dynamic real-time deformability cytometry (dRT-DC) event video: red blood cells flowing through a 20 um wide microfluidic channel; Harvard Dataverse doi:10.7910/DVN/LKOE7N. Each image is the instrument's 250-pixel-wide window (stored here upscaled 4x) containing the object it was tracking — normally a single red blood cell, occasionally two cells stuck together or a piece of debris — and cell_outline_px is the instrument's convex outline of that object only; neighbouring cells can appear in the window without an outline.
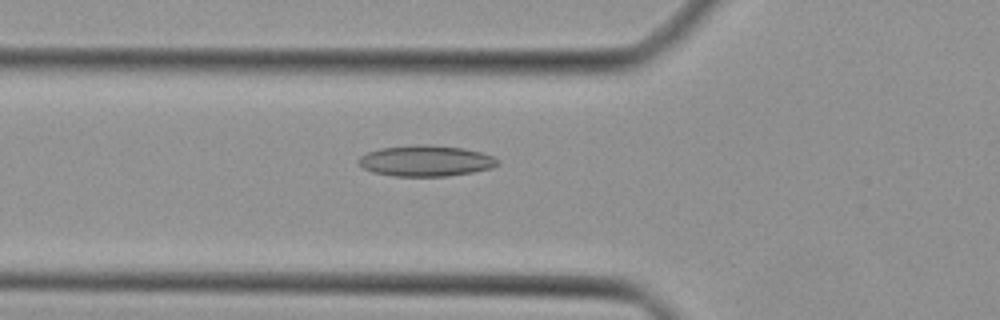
{"species": "Egyptian fruit bat (a non-hibernating species)", "species_latin": "Rousettus aegyptiacus", "temperature_condition": "cold", "stored_images_in_passage": 38, "camera_frame_rate_fps": 3000, "um_per_image_px": 0.085, "animal": {"sex": "female"}, "frame": {"image": 1, "passage_image": 12, "time_ms": 3.667, "image_size_px": [1000, 320], "cell_outline_px": [[500, 164], [492, 168], [472, 172], [448, 176], [392, 176], [372, 172], [364, 168], [360, 164], [360, 156], [368, 152], [380, 148], [416, 144], [424, 144], [464, 148], [480, 152], [492, 156], [500, 160]], "centroid_in_image_um": [36.22, 13.67], "position_along_channel_um": 89.6, "area_um2": 25.09}}
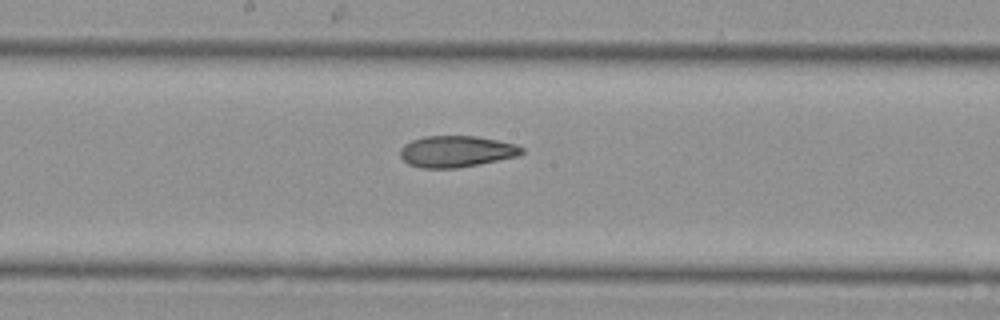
{"frame": {"image": 2, "passage_image": 20, "time_ms": 6.333, "image_size_px": [1000, 320], "cell_outline_px": [[524, 152], [520, 156], [456, 168], [420, 168], [408, 164], [400, 156], [400, 148], [404, 144], [412, 140], [424, 136], [476, 136], [516, 144], [524, 148]], "centroid_in_image_um": [38.79, 12.87], "position_along_channel_um": 209.4, "area_um2": 22.31}}
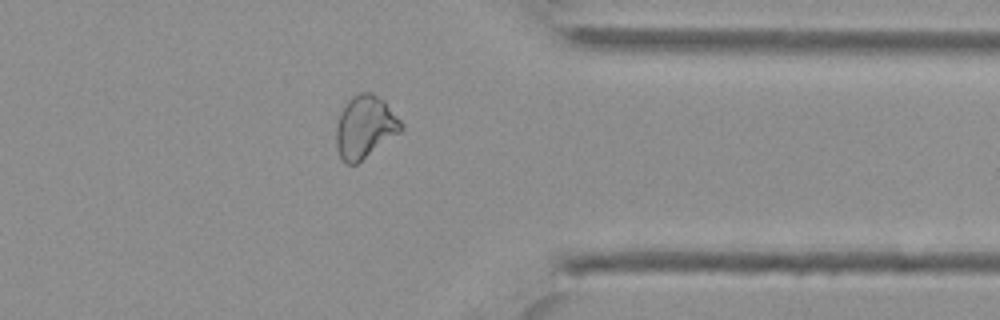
{"frame": {"image": 3, "passage_image": 32, "time_ms": 10.333, "image_size_px": [1000, 320], "cell_outline_px": [[404, 128], [400, 132], [356, 164], [344, 164], [336, 148], [336, 128], [340, 116], [348, 100], [352, 96], [360, 92], [372, 92], [384, 100], [404, 124]], "centroid_in_image_um": [31.03, 10.79], "position_along_channel_um": 380.4, "area_um2": 23.52}}